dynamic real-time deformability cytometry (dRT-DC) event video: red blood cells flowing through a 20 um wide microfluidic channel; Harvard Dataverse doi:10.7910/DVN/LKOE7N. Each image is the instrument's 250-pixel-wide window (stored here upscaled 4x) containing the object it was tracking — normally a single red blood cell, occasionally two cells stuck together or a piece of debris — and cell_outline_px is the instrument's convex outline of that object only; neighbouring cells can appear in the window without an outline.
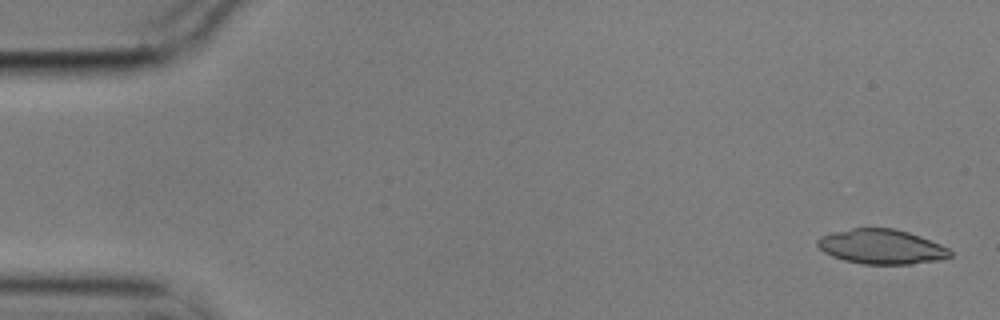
{"species": "common noctule bat (a hibernating species)", "species_latin": "Nyctalus noctula", "temperature_condition": "cold", "stored_images_in_passage": 5, "camera_frame_rate_fps": 3000, "um_per_image_px": 0.085, "animal": {"sex": "male", "body_mass_g": 17.9}, "frame": {"image": 1, "passage_image": 1, "time_ms": 0.0, "image_size_px": [1000, 320], "cell_outline_px": [[952, 256], [940, 260], [912, 264], [864, 264], [844, 260], [832, 256], [824, 252], [816, 244], [816, 240], [820, 236], [852, 228], [896, 228], [920, 236], [940, 244], [948, 248], [952, 252]], "centroid_in_image_um": [74.94, 20.97], "position_along_channel_um": 10.1, "area_um2": 26.82}}